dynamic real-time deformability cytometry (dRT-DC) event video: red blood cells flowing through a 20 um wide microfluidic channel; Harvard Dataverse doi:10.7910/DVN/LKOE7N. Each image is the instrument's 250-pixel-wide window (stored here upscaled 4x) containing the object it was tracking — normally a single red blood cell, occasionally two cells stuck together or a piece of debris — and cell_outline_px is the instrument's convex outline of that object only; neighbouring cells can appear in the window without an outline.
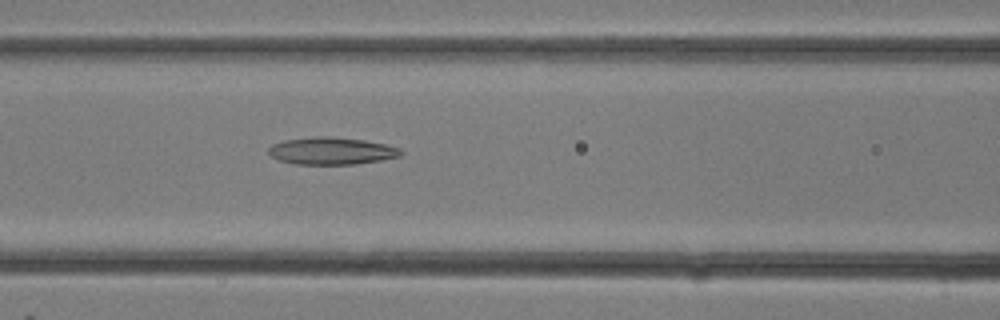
{"species": "common noctule bat (a hibernating species)", "species_latin": "Nyctalus noctula", "temperature_condition": "room temperature", "stored_images_in_passage": 8, "camera_frame_rate_fps": 3000, "um_per_image_px": 0.085, "animal": {"sex": "female"}, "frame": {"image": 1, "passage_image": 8, "time_ms": 2.333, "image_size_px": [1000, 320], "cell_outline_px": [[404, 152], [400, 156], [380, 160], [356, 164], [296, 164], [276, 160], [268, 152], [268, 148], [272, 144], [284, 140], [316, 136], [328, 136], [364, 140], [384, 144], [400, 148]], "centroid_in_image_um": [28.16, 12.83], "position_along_channel_um": 138.4, "area_um2": 21.04}}